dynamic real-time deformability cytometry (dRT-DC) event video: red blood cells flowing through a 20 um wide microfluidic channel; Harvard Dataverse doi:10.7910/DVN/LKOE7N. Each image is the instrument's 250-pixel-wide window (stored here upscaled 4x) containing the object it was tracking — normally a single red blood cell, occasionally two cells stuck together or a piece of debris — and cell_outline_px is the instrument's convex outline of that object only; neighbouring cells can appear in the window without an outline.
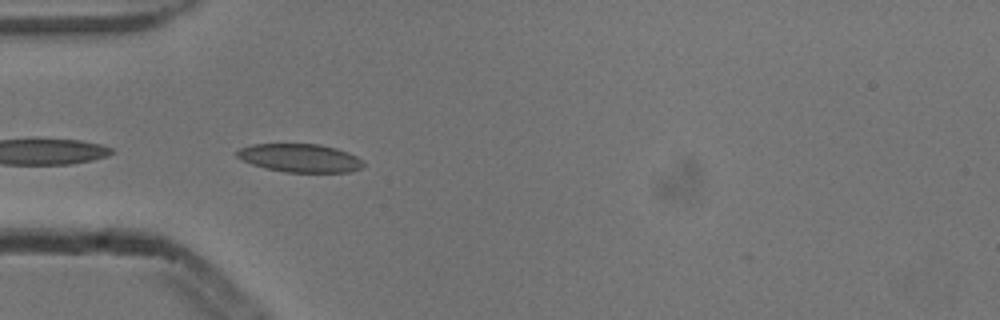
{"species": "common noctule bat (a hibernating species)", "species_latin": "Nyctalus noctula", "temperature_condition": "cold", "stored_images_in_passage": 35, "camera_frame_rate_fps": 3000, "um_per_image_px": 0.085, "animal": {"sex": "male", "body_mass_g": 13.3}, "frame": {"image": 1, "passage_image": 1, "time_ms": 0.0, "image_size_px": [1000, 320], "cell_outline_px": [[364, 168], [352, 172], [284, 172], [264, 168], [252, 164], [236, 156], [236, 152], [240, 148], [252, 144], [320, 144], [336, 148], [348, 152], [356, 156], [364, 164]], "centroid_in_image_um": [25.52, 13.43], "position_along_channel_um": 59.5, "area_um2": 20.92}, "authors_computed_cell_mechanics": {"area_um2": 19.941, "velocity_mm_per_s": 3.8337, "shape_relaxation_time_tau1_ms": 2.4138, "shape_relaxation_time_tau2_ms": 2.3224, "deformation_change_tau1": 0.1047, "deformation_change_tau2": 0.0904}}